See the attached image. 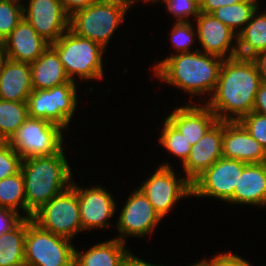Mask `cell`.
<instances>
[{"mask_svg": "<svg viewBox=\"0 0 266 266\" xmlns=\"http://www.w3.org/2000/svg\"><path fill=\"white\" fill-rule=\"evenodd\" d=\"M261 83L257 68L250 58L224 59L215 90L204 103L218 121H239L253 111Z\"/></svg>", "mask_w": 266, "mask_h": 266, "instance_id": "obj_1", "label": "cell"}, {"mask_svg": "<svg viewBox=\"0 0 266 266\" xmlns=\"http://www.w3.org/2000/svg\"><path fill=\"white\" fill-rule=\"evenodd\" d=\"M224 59L196 49L186 53H171L155 62L153 74L159 81L190 94L192 97H211L217 85ZM207 95V96H205Z\"/></svg>", "mask_w": 266, "mask_h": 266, "instance_id": "obj_2", "label": "cell"}, {"mask_svg": "<svg viewBox=\"0 0 266 266\" xmlns=\"http://www.w3.org/2000/svg\"><path fill=\"white\" fill-rule=\"evenodd\" d=\"M64 149L51 156L32 157L22 160L28 218L54 196L72 185L73 171L65 157Z\"/></svg>", "mask_w": 266, "mask_h": 266, "instance_id": "obj_3", "label": "cell"}, {"mask_svg": "<svg viewBox=\"0 0 266 266\" xmlns=\"http://www.w3.org/2000/svg\"><path fill=\"white\" fill-rule=\"evenodd\" d=\"M50 46L57 52L70 80L76 81L75 76L85 82L103 79V54L106 49L100 44L68 29Z\"/></svg>", "mask_w": 266, "mask_h": 266, "instance_id": "obj_4", "label": "cell"}, {"mask_svg": "<svg viewBox=\"0 0 266 266\" xmlns=\"http://www.w3.org/2000/svg\"><path fill=\"white\" fill-rule=\"evenodd\" d=\"M128 11V7L115 0L95 1L70 15L69 29L106 49Z\"/></svg>", "mask_w": 266, "mask_h": 266, "instance_id": "obj_5", "label": "cell"}, {"mask_svg": "<svg viewBox=\"0 0 266 266\" xmlns=\"http://www.w3.org/2000/svg\"><path fill=\"white\" fill-rule=\"evenodd\" d=\"M72 240L43 230L26 218L25 266H74Z\"/></svg>", "mask_w": 266, "mask_h": 266, "instance_id": "obj_6", "label": "cell"}, {"mask_svg": "<svg viewBox=\"0 0 266 266\" xmlns=\"http://www.w3.org/2000/svg\"><path fill=\"white\" fill-rule=\"evenodd\" d=\"M64 131L48 120L28 117L8 143L22 159L51 156L64 149Z\"/></svg>", "mask_w": 266, "mask_h": 266, "instance_id": "obj_7", "label": "cell"}, {"mask_svg": "<svg viewBox=\"0 0 266 266\" xmlns=\"http://www.w3.org/2000/svg\"><path fill=\"white\" fill-rule=\"evenodd\" d=\"M70 81L50 89H36L28 97L29 117L48 120L67 131L77 109V87Z\"/></svg>", "mask_w": 266, "mask_h": 266, "instance_id": "obj_8", "label": "cell"}, {"mask_svg": "<svg viewBox=\"0 0 266 266\" xmlns=\"http://www.w3.org/2000/svg\"><path fill=\"white\" fill-rule=\"evenodd\" d=\"M43 230L73 240L83 232L76 189L69 188L54 196L31 217Z\"/></svg>", "mask_w": 266, "mask_h": 266, "instance_id": "obj_9", "label": "cell"}, {"mask_svg": "<svg viewBox=\"0 0 266 266\" xmlns=\"http://www.w3.org/2000/svg\"><path fill=\"white\" fill-rule=\"evenodd\" d=\"M170 165L166 162L161 163L138 187L162 219L181 199L192 197L191 182L184 174L177 176Z\"/></svg>", "mask_w": 266, "mask_h": 266, "instance_id": "obj_10", "label": "cell"}, {"mask_svg": "<svg viewBox=\"0 0 266 266\" xmlns=\"http://www.w3.org/2000/svg\"><path fill=\"white\" fill-rule=\"evenodd\" d=\"M162 220L143 192L135 188L128 196L123 208L121 206L116 222L119 235L114 238L125 243L127 237L144 238L153 233Z\"/></svg>", "mask_w": 266, "mask_h": 266, "instance_id": "obj_11", "label": "cell"}, {"mask_svg": "<svg viewBox=\"0 0 266 266\" xmlns=\"http://www.w3.org/2000/svg\"><path fill=\"white\" fill-rule=\"evenodd\" d=\"M246 164L221 157L191 183L192 197H214L227 203Z\"/></svg>", "mask_w": 266, "mask_h": 266, "instance_id": "obj_12", "label": "cell"}, {"mask_svg": "<svg viewBox=\"0 0 266 266\" xmlns=\"http://www.w3.org/2000/svg\"><path fill=\"white\" fill-rule=\"evenodd\" d=\"M72 181L79 200V212L83 231L112 227L109 219L115 214L116 200L101 185L80 187Z\"/></svg>", "mask_w": 266, "mask_h": 266, "instance_id": "obj_13", "label": "cell"}, {"mask_svg": "<svg viewBox=\"0 0 266 266\" xmlns=\"http://www.w3.org/2000/svg\"><path fill=\"white\" fill-rule=\"evenodd\" d=\"M28 3H23V17L49 44L69 29L70 15L60 0H28Z\"/></svg>", "mask_w": 266, "mask_h": 266, "instance_id": "obj_14", "label": "cell"}, {"mask_svg": "<svg viewBox=\"0 0 266 266\" xmlns=\"http://www.w3.org/2000/svg\"><path fill=\"white\" fill-rule=\"evenodd\" d=\"M194 21H196V40L203 49L201 52L223 59L237 57V34L234 31L212 14L201 12Z\"/></svg>", "mask_w": 266, "mask_h": 266, "instance_id": "obj_15", "label": "cell"}, {"mask_svg": "<svg viewBox=\"0 0 266 266\" xmlns=\"http://www.w3.org/2000/svg\"><path fill=\"white\" fill-rule=\"evenodd\" d=\"M222 157L263 163L266 162V151L239 121H223Z\"/></svg>", "mask_w": 266, "mask_h": 266, "instance_id": "obj_16", "label": "cell"}, {"mask_svg": "<svg viewBox=\"0 0 266 266\" xmlns=\"http://www.w3.org/2000/svg\"><path fill=\"white\" fill-rule=\"evenodd\" d=\"M222 140L223 121H217L195 145H192L190 155L182 165V172L191 183L222 157Z\"/></svg>", "mask_w": 266, "mask_h": 266, "instance_id": "obj_17", "label": "cell"}, {"mask_svg": "<svg viewBox=\"0 0 266 266\" xmlns=\"http://www.w3.org/2000/svg\"><path fill=\"white\" fill-rule=\"evenodd\" d=\"M192 102H186V105L174 108L166 119L191 145H195L218 119L205 103L197 106Z\"/></svg>", "mask_w": 266, "mask_h": 266, "instance_id": "obj_18", "label": "cell"}, {"mask_svg": "<svg viewBox=\"0 0 266 266\" xmlns=\"http://www.w3.org/2000/svg\"><path fill=\"white\" fill-rule=\"evenodd\" d=\"M3 44L5 58L29 64L36 61L50 45L24 17Z\"/></svg>", "mask_w": 266, "mask_h": 266, "instance_id": "obj_19", "label": "cell"}, {"mask_svg": "<svg viewBox=\"0 0 266 266\" xmlns=\"http://www.w3.org/2000/svg\"><path fill=\"white\" fill-rule=\"evenodd\" d=\"M228 204L266 206V162L247 163Z\"/></svg>", "mask_w": 266, "mask_h": 266, "instance_id": "obj_20", "label": "cell"}, {"mask_svg": "<svg viewBox=\"0 0 266 266\" xmlns=\"http://www.w3.org/2000/svg\"><path fill=\"white\" fill-rule=\"evenodd\" d=\"M32 91L31 65L5 58L0 65V99L27 102Z\"/></svg>", "mask_w": 266, "mask_h": 266, "instance_id": "obj_21", "label": "cell"}, {"mask_svg": "<svg viewBox=\"0 0 266 266\" xmlns=\"http://www.w3.org/2000/svg\"><path fill=\"white\" fill-rule=\"evenodd\" d=\"M131 253L125 242L112 238L85 252L74 249V266H126Z\"/></svg>", "mask_w": 266, "mask_h": 266, "instance_id": "obj_22", "label": "cell"}, {"mask_svg": "<svg viewBox=\"0 0 266 266\" xmlns=\"http://www.w3.org/2000/svg\"><path fill=\"white\" fill-rule=\"evenodd\" d=\"M30 65L33 90L50 89L71 81L65 72L57 52L50 45Z\"/></svg>", "mask_w": 266, "mask_h": 266, "instance_id": "obj_23", "label": "cell"}, {"mask_svg": "<svg viewBox=\"0 0 266 266\" xmlns=\"http://www.w3.org/2000/svg\"><path fill=\"white\" fill-rule=\"evenodd\" d=\"M253 13L250 21L237 35V57L252 58L257 53L266 50V9L262 13Z\"/></svg>", "mask_w": 266, "mask_h": 266, "instance_id": "obj_24", "label": "cell"}, {"mask_svg": "<svg viewBox=\"0 0 266 266\" xmlns=\"http://www.w3.org/2000/svg\"><path fill=\"white\" fill-rule=\"evenodd\" d=\"M26 218L0 235V266H25Z\"/></svg>", "mask_w": 266, "mask_h": 266, "instance_id": "obj_25", "label": "cell"}, {"mask_svg": "<svg viewBox=\"0 0 266 266\" xmlns=\"http://www.w3.org/2000/svg\"><path fill=\"white\" fill-rule=\"evenodd\" d=\"M259 7V0H243L234 5L222 6L211 14L238 35Z\"/></svg>", "mask_w": 266, "mask_h": 266, "instance_id": "obj_26", "label": "cell"}, {"mask_svg": "<svg viewBox=\"0 0 266 266\" xmlns=\"http://www.w3.org/2000/svg\"><path fill=\"white\" fill-rule=\"evenodd\" d=\"M0 207L16 211L18 214L22 211L23 218H28L24 179L21 171L0 180Z\"/></svg>", "mask_w": 266, "mask_h": 266, "instance_id": "obj_27", "label": "cell"}, {"mask_svg": "<svg viewBox=\"0 0 266 266\" xmlns=\"http://www.w3.org/2000/svg\"><path fill=\"white\" fill-rule=\"evenodd\" d=\"M28 117L27 102L0 99V141L8 142Z\"/></svg>", "mask_w": 266, "mask_h": 266, "instance_id": "obj_28", "label": "cell"}, {"mask_svg": "<svg viewBox=\"0 0 266 266\" xmlns=\"http://www.w3.org/2000/svg\"><path fill=\"white\" fill-rule=\"evenodd\" d=\"M163 121L164 126L162 125L158 139L159 144L173 157L179 158L183 165L190 155L192 145L166 118Z\"/></svg>", "mask_w": 266, "mask_h": 266, "instance_id": "obj_29", "label": "cell"}, {"mask_svg": "<svg viewBox=\"0 0 266 266\" xmlns=\"http://www.w3.org/2000/svg\"><path fill=\"white\" fill-rule=\"evenodd\" d=\"M22 0H0V39L4 40L23 18Z\"/></svg>", "mask_w": 266, "mask_h": 266, "instance_id": "obj_30", "label": "cell"}, {"mask_svg": "<svg viewBox=\"0 0 266 266\" xmlns=\"http://www.w3.org/2000/svg\"><path fill=\"white\" fill-rule=\"evenodd\" d=\"M194 22H175L170 31V41L176 54L192 52L190 49L197 38Z\"/></svg>", "mask_w": 266, "mask_h": 266, "instance_id": "obj_31", "label": "cell"}, {"mask_svg": "<svg viewBox=\"0 0 266 266\" xmlns=\"http://www.w3.org/2000/svg\"><path fill=\"white\" fill-rule=\"evenodd\" d=\"M163 3L167 12L176 18L175 22H190V18L192 22L201 13L198 0H165Z\"/></svg>", "mask_w": 266, "mask_h": 266, "instance_id": "obj_32", "label": "cell"}, {"mask_svg": "<svg viewBox=\"0 0 266 266\" xmlns=\"http://www.w3.org/2000/svg\"><path fill=\"white\" fill-rule=\"evenodd\" d=\"M22 160L8 142L0 141V180L19 173Z\"/></svg>", "mask_w": 266, "mask_h": 266, "instance_id": "obj_33", "label": "cell"}, {"mask_svg": "<svg viewBox=\"0 0 266 266\" xmlns=\"http://www.w3.org/2000/svg\"><path fill=\"white\" fill-rule=\"evenodd\" d=\"M239 122L266 151V116L252 111L243 116Z\"/></svg>", "mask_w": 266, "mask_h": 266, "instance_id": "obj_34", "label": "cell"}, {"mask_svg": "<svg viewBox=\"0 0 266 266\" xmlns=\"http://www.w3.org/2000/svg\"><path fill=\"white\" fill-rule=\"evenodd\" d=\"M22 219L16 211L0 207V235L13 229Z\"/></svg>", "mask_w": 266, "mask_h": 266, "instance_id": "obj_35", "label": "cell"}, {"mask_svg": "<svg viewBox=\"0 0 266 266\" xmlns=\"http://www.w3.org/2000/svg\"><path fill=\"white\" fill-rule=\"evenodd\" d=\"M217 266H252V264L231 251H225L217 254Z\"/></svg>", "mask_w": 266, "mask_h": 266, "instance_id": "obj_36", "label": "cell"}, {"mask_svg": "<svg viewBox=\"0 0 266 266\" xmlns=\"http://www.w3.org/2000/svg\"><path fill=\"white\" fill-rule=\"evenodd\" d=\"M243 0H203L200 3V12L211 14L213 11L225 5H234Z\"/></svg>", "mask_w": 266, "mask_h": 266, "instance_id": "obj_37", "label": "cell"}, {"mask_svg": "<svg viewBox=\"0 0 266 266\" xmlns=\"http://www.w3.org/2000/svg\"><path fill=\"white\" fill-rule=\"evenodd\" d=\"M253 111L266 116V82H262L258 88L253 105Z\"/></svg>", "mask_w": 266, "mask_h": 266, "instance_id": "obj_38", "label": "cell"}, {"mask_svg": "<svg viewBox=\"0 0 266 266\" xmlns=\"http://www.w3.org/2000/svg\"><path fill=\"white\" fill-rule=\"evenodd\" d=\"M96 0H60L64 10L71 15L76 10L85 8Z\"/></svg>", "mask_w": 266, "mask_h": 266, "instance_id": "obj_39", "label": "cell"}, {"mask_svg": "<svg viewBox=\"0 0 266 266\" xmlns=\"http://www.w3.org/2000/svg\"><path fill=\"white\" fill-rule=\"evenodd\" d=\"M251 60L254 62L262 82H266V50L254 55Z\"/></svg>", "mask_w": 266, "mask_h": 266, "instance_id": "obj_40", "label": "cell"}, {"mask_svg": "<svg viewBox=\"0 0 266 266\" xmlns=\"http://www.w3.org/2000/svg\"><path fill=\"white\" fill-rule=\"evenodd\" d=\"M126 266H164V265L163 264L156 265V264L149 263L139 258L138 256H135V254L133 255V253H131L130 256L128 257Z\"/></svg>", "mask_w": 266, "mask_h": 266, "instance_id": "obj_41", "label": "cell"}, {"mask_svg": "<svg viewBox=\"0 0 266 266\" xmlns=\"http://www.w3.org/2000/svg\"><path fill=\"white\" fill-rule=\"evenodd\" d=\"M187 266H217V254L210 259L203 258L202 260Z\"/></svg>", "mask_w": 266, "mask_h": 266, "instance_id": "obj_42", "label": "cell"}, {"mask_svg": "<svg viewBox=\"0 0 266 266\" xmlns=\"http://www.w3.org/2000/svg\"><path fill=\"white\" fill-rule=\"evenodd\" d=\"M115 1H117L118 3H121L123 5H125L129 9H131V7H133L135 5V3L137 4V2H139L141 0H115Z\"/></svg>", "mask_w": 266, "mask_h": 266, "instance_id": "obj_43", "label": "cell"}, {"mask_svg": "<svg viewBox=\"0 0 266 266\" xmlns=\"http://www.w3.org/2000/svg\"><path fill=\"white\" fill-rule=\"evenodd\" d=\"M4 59H5L4 44L3 40L0 39V65L2 64Z\"/></svg>", "mask_w": 266, "mask_h": 266, "instance_id": "obj_44", "label": "cell"}, {"mask_svg": "<svg viewBox=\"0 0 266 266\" xmlns=\"http://www.w3.org/2000/svg\"><path fill=\"white\" fill-rule=\"evenodd\" d=\"M143 1V0H142ZM165 0H144V3H163Z\"/></svg>", "mask_w": 266, "mask_h": 266, "instance_id": "obj_45", "label": "cell"}]
</instances>
